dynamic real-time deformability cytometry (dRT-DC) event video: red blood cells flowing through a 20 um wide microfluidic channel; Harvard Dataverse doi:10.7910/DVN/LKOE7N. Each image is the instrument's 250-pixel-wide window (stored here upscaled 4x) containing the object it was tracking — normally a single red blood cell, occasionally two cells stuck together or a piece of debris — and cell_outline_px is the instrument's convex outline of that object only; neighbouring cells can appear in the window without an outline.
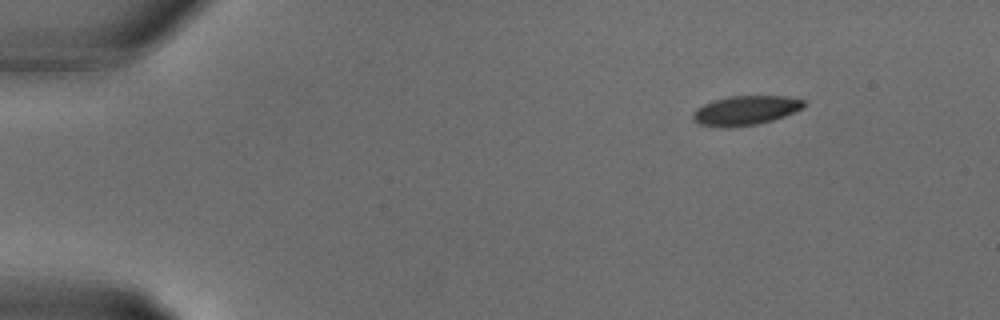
{"species": "common noctule bat (a hibernating species)", "species_latin": "Nyctalus noctula", "temperature_condition": "warm", "stored_images_in_passage": 13, "camera_frame_rate_fps": 3000, "um_per_image_px": 0.085, "animal": {"sex": "male", "body_mass_g": 18.8}, "frame": {"image": 1, "passage_image": 1, "time_ms": 0.0, "image_size_px": [1000, 320], "cell_outline_px": [[804, 108], [784, 116], [772, 120], [756, 124], [728, 128], [720, 128], [700, 124], [692, 120], [692, 112], [696, 108], [712, 100], [728, 96], [784, 96], [804, 100]], "centroid_in_image_um": [63.32, 9.39], "position_along_channel_um": 21.7, "area_um2": 19.13}}
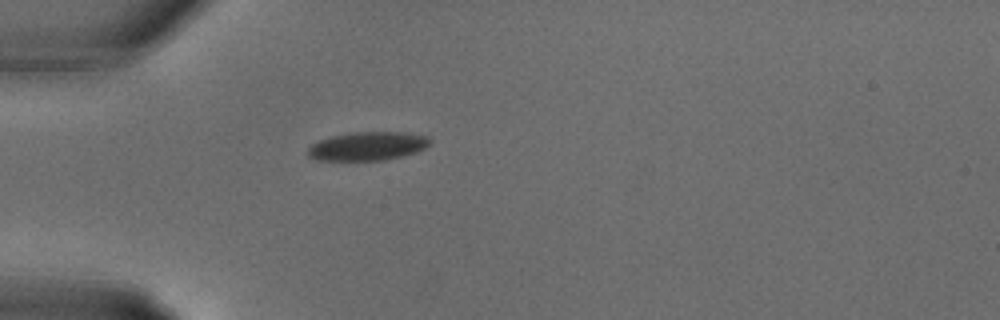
{"frame": {"image": 2, "passage_image": 6, "time_ms": 1.667, "image_size_px": [1000, 320], "cell_outline_px": [[432, 140], [424, 148], [416, 152], [384, 160], [316, 160], [308, 156], [308, 148], [312, 144], [320, 140], [332, 136], [352, 132], [408, 132], [428, 136]], "centroid_in_image_um": [31.26, 12.41], "position_along_channel_um": 53.7, "area_um2": 20.29}}